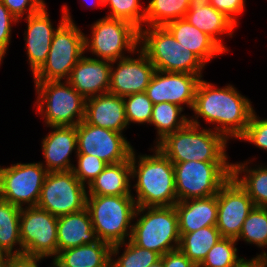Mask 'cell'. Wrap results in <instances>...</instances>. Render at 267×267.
<instances>
[{
    "mask_svg": "<svg viewBox=\"0 0 267 267\" xmlns=\"http://www.w3.org/2000/svg\"><path fill=\"white\" fill-rule=\"evenodd\" d=\"M251 103L231 84L216 88L214 84L201 79L192 107L195 117H190L189 123L200 126L198 119L201 117L210 125L216 124L214 130L228 141L230 138L239 139L254 111Z\"/></svg>",
    "mask_w": 267,
    "mask_h": 267,
    "instance_id": "6da1fadb",
    "label": "cell"
},
{
    "mask_svg": "<svg viewBox=\"0 0 267 267\" xmlns=\"http://www.w3.org/2000/svg\"><path fill=\"white\" fill-rule=\"evenodd\" d=\"M153 155H130L131 178H137L135 188L137 207L172 206L177 200L173 163L156 147ZM137 157V158H136Z\"/></svg>",
    "mask_w": 267,
    "mask_h": 267,
    "instance_id": "7a4b0ae2",
    "label": "cell"
},
{
    "mask_svg": "<svg viewBox=\"0 0 267 267\" xmlns=\"http://www.w3.org/2000/svg\"><path fill=\"white\" fill-rule=\"evenodd\" d=\"M228 140L210 127L188 123L155 146L174 164L186 161L228 162Z\"/></svg>",
    "mask_w": 267,
    "mask_h": 267,
    "instance_id": "3957f363",
    "label": "cell"
},
{
    "mask_svg": "<svg viewBox=\"0 0 267 267\" xmlns=\"http://www.w3.org/2000/svg\"><path fill=\"white\" fill-rule=\"evenodd\" d=\"M139 48L156 70L203 76L202 70L206 65L192 51L177 42L164 26L141 28Z\"/></svg>",
    "mask_w": 267,
    "mask_h": 267,
    "instance_id": "277c9868",
    "label": "cell"
},
{
    "mask_svg": "<svg viewBox=\"0 0 267 267\" xmlns=\"http://www.w3.org/2000/svg\"><path fill=\"white\" fill-rule=\"evenodd\" d=\"M86 209L99 240L113 246L130 239L137 209L133 195L87 196Z\"/></svg>",
    "mask_w": 267,
    "mask_h": 267,
    "instance_id": "5b68a950",
    "label": "cell"
},
{
    "mask_svg": "<svg viewBox=\"0 0 267 267\" xmlns=\"http://www.w3.org/2000/svg\"><path fill=\"white\" fill-rule=\"evenodd\" d=\"M134 220L130 240L135 245L160 256L179 248L178 214L174 205L137 207Z\"/></svg>",
    "mask_w": 267,
    "mask_h": 267,
    "instance_id": "8992f818",
    "label": "cell"
},
{
    "mask_svg": "<svg viewBox=\"0 0 267 267\" xmlns=\"http://www.w3.org/2000/svg\"><path fill=\"white\" fill-rule=\"evenodd\" d=\"M62 7L67 20L55 32L47 60L33 75V82L67 80L85 53V34L74 23L68 6Z\"/></svg>",
    "mask_w": 267,
    "mask_h": 267,
    "instance_id": "52a82bcc",
    "label": "cell"
},
{
    "mask_svg": "<svg viewBox=\"0 0 267 267\" xmlns=\"http://www.w3.org/2000/svg\"><path fill=\"white\" fill-rule=\"evenodd\" d=\"M34 84L38 95L36 111L45 119L46 127L77 126L84 120L86 99L66 80Z\"/></svg>",
    "mask_w": 267,
    "mask_h": 267,
    "instance_id": "ba28073f",
    "label": "cell"
},
{
    "mask_svg": "<svg viewBox=\"0 0 267 267\" xmlns=\"http://www.w3.org/2000/svg\"><path fill=\"white\" fill-rule=\"evenodd\" d=\"M178 201L217 195L232 177V163L186 161L174 163Z\"/></svg>",
    "mask_w": 267,
    "mask_h": 267,
    "instance_id": "9c48e42d",
    "label": "cell"
},
{
    "mask_svg": "<svg viewBox=\"0 0 267 267\" xmlns=\"http://www.w3.org/2000/svg\"><path fill=\"white\" fill-rule=\"evenodd\" d=\"M91 38L84 37L85 51L94 59L116 61L127 57L125 51L134 54L139 47V29L132 23L116 18L98 19L91 25Z\"/></svg>",
    "mask_w": 267,
    "mask_h": 267,
    "instance_id": "30bf717a",
    "label": "cell"
},
{
    "mask_svg": "<svg viewBox=\"0 0 267 267\" xmlns=\"http://www.w3.org/2000/svg\"><path fill=\"white\" fill-rule=\"evenodd\" d=\"M58 217L38 206L23 207L20 212V238L23 257H56Z\"/></svg>",
    "mask_w": 267,
    "mask_h": 267,
    "instance_id": "8fae6325",
    "label": "cell"
},
{
    "mask_svg": "<svg viewBox=\"0 0 267 267\" xmlns=\"http://www.w3.org/2000/svg\"><path fill=\"white\" fill-rule=\"evenodd\" d=\"M87 195V186L72 170L48 172L37 206L59 217L84 210Z\"/></svg>",
    "mask_w": 267,
    "mask_h": 267,
    "instance_id": "7c38bea8",
    "label": "cell"
},
{
    "mask_svg": "<svg viewBox=\"0 0 267 267\" xmlns=\"http://www.w3.org/2000/svg\"><path fill=\"white\" fill-rule=\"evenodd\" d=\"M47 173L40 162L0 166V199L20 208L37 206Z\"/></svg>",
    "mask_w": 267,
    "mask_h": 267,
    "instance_id": "4fadbf2b",
    "label": "cell"
},
{
    "mask_svg": "<svg viewBox=\"0 0 267 267\" xmlns=\"http://www.w3.org/2000/svg\"><path fill=\"white\" fill-rule=\"evenodd\" d=\"M76 133V154L93 155L107 164L130 160L134 148L122 133L88 124L84 120L76 126Z\"/></svg>",
    "mask_w": 267,
    "mask_h": 267,
    "instance_id": "5bb4252c",
    "label": "cell"
},
{
    "mask_svg": "<svg viewBox=\"0 0 267 267\" xmlns=\"http://www.w3.org/2000/svg\"><path fill=\"white\" fill-rule=\"evenodd\" d=\"M216 227L221 237L237 239L242 225L255 207L253 201L239 183L231 177L217 194Z\"/></svg>",
    "mask_w": 267,
    "mask_h": 267,
    "instance_id": "9a60e30c",
    "label": "cell"
},
{
    "mask_svg": "<svg viewBox=\"0 0 267 267\" xmlns=\"http://www.w3.org/2000/svg\"><path fill=\"white\" fill-rule=\"evenodd\" d=\"M136 53L137 58L127 55V57L112 61L109 93L124 97L146 92L156 69L139 47ZM115 63L117 66L114 65Z\"/></svg>",
    "mask_w": 267,
    "mask_h": 267,
    "instance_id": "2e32d148",
    "label": "cell"
},
{
    "mask_svg": "<svg viewBox=\"0 0 267 267\" xmlns=\"http://www.w3.org/2000/svg\"><path fill=\"white\" fill-rule=\"evenodd\" d=\"M203 76L188 73L163 72L156 70L146 89L153 105L168 102L192 109L198 84Z\"/></svg>",
    "mask_w": 267,
    "mask_h": 267,
    "instance_id": "e0dca14e",
    "label": "cell"
},
{
    "mask_svg": "<svg viewBox=\"0 0 267 267\" xmlns=\"http://www.w3.org/2000/svg\"><path fill=\"white\" fill-rule=\"evenodd\" d=\"M46 4L36 13L25 17L27 30L24 32L28 62L34 75L46 62L55 32L67 20L62 10L61 20L53 27Z\"/></svg>",
    "mask_w": 267,
    "mask_h": 267,
    "instance_id": "ac0fdd59",
    "label": "cell"
},
{
    "mask_svg": "<svg viewBox=\"0 0 267 267\" xmlns=\"http://www.w3.org/2000/svg\"><path fill=\"white\" fill-rule=\"evenodd\" d=\"M111 61L84 56L66 80L85 99L108 93Z\"/></svg>",
    "mask_w": 267,
    "mask_h": 267,
    "instance_id": "d6986e66",
    "label": "cell"
},
{
    "mask_svg": "<svg viewBox=\"0 0 267 267\" xmlns=\"http://www.w3.org/2000/svg\"><path fill=\"white\" fill-rule=\"evenodd\" d=\"M50 129L41 144L46 163H40L48 172L72 170L70 155L72 151L77 153L76 126H50Z\"/></svg>",
    "mask_w": 267,
    "mask_h": 267,
    "instance_id": "ffe728a7",
    "label": "cell"
},
{
    "mask_svg": "<svg viewBox=\"0 0 267 267\" xmlns=\"http://www.w3.org/2000/svg\"><path fill=\"white\" fill-rule=\"evenodd\" d=\"M84 121L123 134L128 127L123 97L108 92L87 98Z\"/></svg>",
    "mask_w": 267,
    "mask_h": 267,
    "instance_id": "44dd1931",
    "label": "cell"
},
{
    "mask_svg": "<svg viewBox=\"0 0 267 267\" xmlns=\"http://www.w3.org/2000/svg\"><path fill=\"white\" fill-rule=\"evenodd\" d=\"M174 206L178 214L179 234L192 233L206 226H216L217 195L177 201Z\"/></svg>",
    "mask_w": 267,
    "mask_h": 267,
    "instance_id": "7402d4cb",
    "label": "cell"
},
{
    "mask_svg": "<svg viewBox=\"0 0 267 267\" xmlns=\"http://www.w3.org/2000/svg\"><path fill=\"white\" fill-rule=\"evenodd\" d=\"M99 239L92 226L88 210L66 214L57 220L58 252L84 244H92Z\"/></svg>",
    "mask_w": 267,
    "mask_h": 267,
    "instance_id": "603a6c76",
    "label": "cell"
},
{
    "mask_svg": "<svg viewBox=\"0 0 267 267\" xmlns=\"http://www.w3.org/2000/svg\"><path fill=\"white\" fill-rule=\"evenodd\" d=\"M186 49L192 51L205 65L212 58L226 53L211 37L190 24L185 18L164 26Z\"/></svg>",
    "mask_w": 267,
    "mask_h": 267,
    "instance_id": "cb8c5ba5",
    "label": "cell"
},
{
    "mask_svg": "<svg viewBox=\"0 0 267 267\" xmlns=\"http://www.w3.org/2000/svg\"><path fill=\"white\" fill-rule=\"evenodd\" d=\"M111 245L98 240L92 244L59 251L53 267H110Z\"/></svg>",
    "mask_w": 267,
    "mask_h": 267,
    "instance_id": "d4e9b609",
    "label": "cell"
},
{
    "mask_svg": "<svg viewBox=\"0 0 267 267\" xmlns=\"http://www.w3.org/2000/svg\"><path fill=\"white\" fill-rule=\"evenodd\" d=\"M184 18L211 37L225 52L229 51V48L223 44L221 37L225 34L233 37L232 34L237 25L225 14L217 11L211 5L205 7L197 6L189 7Z\"/></svg>",
    "mask_w": 267,
    "mask_h": 267,
    "instance_id": "484cf974",
    "label": "cell"
},
{
    "mask_svg": "<svg viewBox=\"0 0 267 267\" xmlns=\"http://www.w3.org/2000/svg\"><path fill=\"white\" fill-rule=\"evenodd\" d=\"M131 162L108 164L87 186V196L133 195L131 193Z\"/></svg>",
    "mask_w": 267,
    "mask_h": 267,
    "instance_id": "4316f807",
    "label": "cell"
},
{
    "mask_svg": "<svg viewBox=\"0 0 267 267\" xmlns=\"http://www.w3.org/2000/svg\"><path fill=\"white\" fill-rule=\"evenodd\" d=\"M248 161L250 160L244 163H232V177L246 191L255 207H267V166L256 167L255 164L252 168L250 167L252 161Z\"/></svg>",
    "mask_w": 267,
    "mask_h": 267,
    "instance_id": "83f0119b",
    "label": "cell"
},
{
    "mask_svg": "<svg viewBox=\"0 0 267 267\" xmlns=\"http://www.w3.org/2000/svg\"><path fill=\"white\" fill-rule=\"evenodd\" d=\"M20 212V207L0 199V251L12 258L23 257Z\"/></svg>",
    "mask_w": 267,
    "mask_h": 267,
    "instance_id": "f1b7e54d",
    "label": "cell"
},
{
    "mask_svg": "<svg viewBox=\"0 0 267 267\" xmlns=\"http://www.w3.org/2000/svg\"><path fill=\"white\" fill-rule=\"evenodd\" d=\"M220 238L216 226H206L192 233L180 234L179 249L198 267Z\"/></svg>",
    "mask_w": 267,
    "mask_h": 267,
    "instance_id": "f546056e",
    "label": "cell"
},
{
    "mask_svg": "<svg viewBox=\"0 0 267 267\" xmlns=\"http://www.w3.org/2000/svg\"><path fill=\"white\" fill-rule=\"evenodd\" d=\"M183 111L182 107L173 103L162 102L153 105L150 124L157 130L155 145L167 134L174 133L189 123V116L181 114Z\"/></svg>",
    "mask_w": 267,
    "mask_h": 267,
    "instance_id": "4dcf8cb0",
    "label": "cell"
},
{
    "mask_svg": "<svg viewBox=\"0 0 267 267\" xmlns=\"http://www.w3.org/2000/svg\"><path fill=\"white\" fill-rule=\"evenodd\" d=\"M189 0H150L145 7V26H165L184 18Z\"/></svg>",
    "mask_w": 267,
    "mask_h": 267,
    "instance_id": "1f68e13d",
    "label": "cell"
},
{
    "mask_svg": "<svg viewBox=\"0 0 267 267\" xmlns=\"http://www.w3.org/2000/svg\"><path fill=\"white\" fill-rule=\"evenodd\" d=\"M124 246V251L119 256V250ZM117 255L119 257L115 259ZM160 258L161 256L157 252L141 248L129 239L128 242L126 241L111 247L110 267H149Z\"/></svg>",
    "mask_w": 267,
    "mask_h": 267,
    "instance_id": "d6a6232c",
    "label": "cell"
},
{
    "mask_svg": "<svg viewBox=\"0 0 267 267\" xmlns=\"http://www.w3.org/2000/svg\"><path fill=\"white\" fill-rule=\"evenodd\" d=\"M267 248V207H254L245 219L236 241Z\"/></svg>",
    "mask_w": 267,
    "mask_h": 267,
    "instance_id": "836d02e7",
    "label": "cell"
},
{
    "mask_svg": "<svg viewBox=\"0 0 267 267\" xmlns=\"http://www.w3.org/2000/svg\"><path fill=\"white\" fill-rule=\"evenodd\" d=\"M236 243V239L221 237L198 267H236L245 260L239 258Z\"/></svg>",
    "mask_w": 267,
    "mask_h": 267,
    "instance_id": "e575fe53",
    "label": "cell"
},
{
    "mask_svg": "<svg viewBox=\"0 0 267 267\" xmlns=\"http://www.w3.org/2000/svg\"><path fill=\"white\" fill-rule=\"evenodd\" d=\"M103 4L111 9L106 17L126 20L139 30L144 27L145 8L140 0H103Z\"/></svg>",
    "mask_w": 267,
    "mask_h": 267,
    "instance_id": "d590c367",
    "label": "cell"
},
{
    "mask_svg": "<svg viewBox=\"0 0 267 267\" xmlns=\"http://www.w3.org/2000/svg\"><path fill=\"white\" fill-rule=\"evenodd\" d=\"M125 115L128 126L130 123L149 124L152 115L153 103L146 92L134 93L123 97Z\"/></svg>",
    "mask_w": 267,
    "mask_h": 267,
    "instance_id": "8d00e7d4",
    "label": "cell"
},
{
    "mask_svg": "<svg viewBox=\"0 0 267 267\" xmlns=\"http://www.w3.org/2000/svg\"><path fill=\"white\" fill-rule=\"evenodd\" d=\"M77 166L74 164L72 172L85 186H88L108 165L96 156L88 154H76Z\"/></svg>",
    "mask_w": 267,
    "mask_h": 267,
    "instance_id": "74e56055",
    "label": "cell"
},
{
    "mask_svg": "<svg viewBox=\"0 0 267 267\" xmlns=\"http://www.w3.org/2000/svg\"><path fill=\"white\" fill-rule=\"evenodd\" d=\"M239 140L248 141L259 149L267 151V119H260L254 110L246 130Z\"/></svg>",
    "mask_w": 267,
    "mask_h": 267,
    "instance_id": "f35d334b",
    "label": "cell"
},
{
    "mask_svg": "<svg viewBox=\"0 0 267 267\" xmlns=\"http://www.w3.org/2000/svg\"><path fill=\"white\" fill-rule=\"evenodd\" d=\"M18 22L19 20L10 13L0 0V65L11 43L12 23Z\"/></svg>",
    "mask_w": 267,
    "mask_h": 267,
    "instance_id": "ab89813d",
    "label": "cell"
},
{
    "mask_svg": "<svg viewBox=\"0 0 267 267\" xmlns=\"http://www.w3.org/2000/svg\"><path fill=\"white\" fill-rule=\"evenodd\" d=\"M1 2L18 20L23 19L24 15L28 17L36 13L46 4L44 0H1Z\"/></svg>",
    "mask_w": 267,
    "mask_h": 267,
    "instance_id": "60d3db41",
    "label": "cell"
},
{
    "mask_svg": "<svg viewBox=\"0 0 267 267\" xmlns=\"http://www.w3.org/2000/svg\"><path fill=\"white\" fill-rule=\"evenodd\" d=\"M245 2L246 0H210V5L238 25L239 20L237 18L245 11Z\"/></svg>",
    "mask_w": 267,
    "mask_h": 267,
    "instance_id": "b9f144b4",
    "label": "cell"
},
{
    "mask_svg": "<svg viewBox=\"0 0 267 267\" xmlns=\"http://www.w3.org/2000/svg\"><path fill=\"white\" fill-rule=\"evenodd\" d=\"M161 260L164 263V267H197L179 248L167 252L161 256Z\"/></svg>",
    "mask_w": 267,
    "mask_h": 267,
    "instance_id": "7bdbcfd3",
    "label": "cell"
},
{
    "mask_svg": "<svg viewBox=\"0 0 267 267\" xmlns=\"http://www.w3.org/2000/svg\"><path fill=\"white\" fill-rule=\"evenodd\" d=\"M41 260L44 259L14 257L10 260L8 267H38ZM50 267H53V264Z\"/></svg>",
    "mask_w": 267,
    "mask_h": 267,
    "instance_id": "ee69618b",
    "label": "cell"
},
{
    "mask_svg": "<svg viewBox=\"0 0 267 267\" xmlns=\"http://www.w3.org/2000/svg\"><path fill=\"white\" fill-rule=\"evenodd\" d=\"M236 267H267V252L262 251L259 255L253 257L251 260L245 259Z\"/></svg>",
    "mask_w": 267,
    "mask_h": 267,
    "instance_id": "f6af8a7d",
    "label": "cell"
},
{
    "mask_svg": "<svg viewBox=\"0 0 267 267\" xmlns=\"http://www.w3.org/2000/svg\"><path fill=\"white\" fill-rule=\"evenodd\" d=\"M210 5V0H189V7H205Z\"/></svg>",
    "mask_w": 267,
    "mask_h": 267,
    "instance_id": "bcb514c9",
    "label": "cell"
},
{
    "mask_svg": "<svg viewBox=\"0 0 267 267\" xmlns=\"http://www.w3.org/2000/svg\"><path fill=\"white\" fill-rule=\"evenodd\" d=\"M12 257L5 253H0V267H8V264Z\"/></svg>",
    "mask_w": 267,
    "mask_h": 267,
    "instance_id": "7dc6e473",
    "label": "cell"
},
{
    "mask_svg": "<svg viewBox=\"0 0 267 267\" xmlns=\"http://www.w3.org/2000/svg\"><path fill=\"white\" fill-rule=\"evenodd\" d=\"M83 1H85L86 2V4H88L89 5V7L90 6H93L94 5V7H96V6H104V4H103V0H91V2H89L88 0H83ZM88 2V3H87Z\"/></svg>",
    "mask_w": 267,
    "mask_h": 267,
    "instance_id": "c3c4849f",
    "label": "cell"
},
{
    "mask_svg": "<svg viewBox=\"0 0 267 267\" xmlns=\"http://www.w3.org/2000/svg\"><path fill=\"white\" fill-rule=\"evenodd\" d=\"M149 267H164V263H163V261L160 258L157 262L153 263Z\"/></svg>",
    "mask_w": 267,
    "mask_h": 267,
    "instance_id": "681fc988",
    "label": "cell"
}]
</instances>
